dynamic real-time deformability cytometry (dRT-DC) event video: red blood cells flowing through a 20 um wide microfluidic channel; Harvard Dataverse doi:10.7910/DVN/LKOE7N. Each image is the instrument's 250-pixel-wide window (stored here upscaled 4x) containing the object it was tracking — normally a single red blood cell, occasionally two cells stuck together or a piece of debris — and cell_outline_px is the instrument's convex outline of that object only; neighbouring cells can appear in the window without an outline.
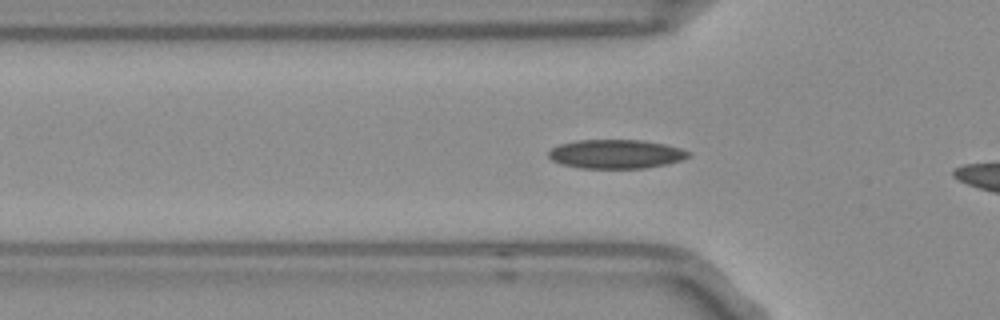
{"species": "Egyptian fruit bat (a non-hibernating species)", "species_latin": "Rousettus aegyptiacus", "temperature_condition": "room temperature", "stored_images_in_passage": 10, "camera_frame_rate_fps": 3000, "um_per_image_px": 0.085, "frame": {"image": 1, "passage_image": 7, "time_ms": 2.0, "image_size_px": [1000, 320], "cell_outline_px": [[692, 156], [668, 164], [644, 168], [580, 168], [560, 164], [552, 160], [548, 156], [548, 152], [552, 148], [560, 144], [580, 140], [640, 140], [664, 144], [680, 148], [692, 152]], "centroid_in_image_um": [52.37, 13.1], "position_along_channel_um": 73.4, "area_um2": 23.64}}